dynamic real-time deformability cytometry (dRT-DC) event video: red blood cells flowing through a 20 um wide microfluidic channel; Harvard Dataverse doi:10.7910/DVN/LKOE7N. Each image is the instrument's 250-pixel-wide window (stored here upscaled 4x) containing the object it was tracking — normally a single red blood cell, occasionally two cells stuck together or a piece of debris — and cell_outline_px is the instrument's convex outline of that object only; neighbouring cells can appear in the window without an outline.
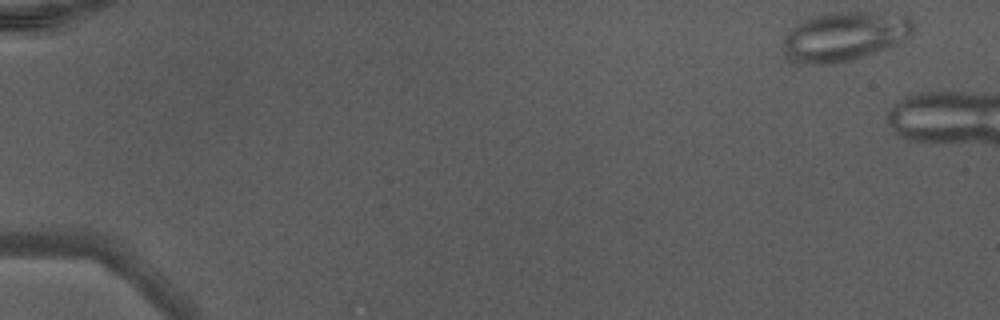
{"species": "Egyptian fruit bat (a non-hibernating species)", "species_latin": "Rousettus aegyptiacus", "temperature_condition": "warm", "stored_images_in_passage": 13, "camera_frame_rate_fps": 3000, "um_per_image_px": 0.085, "animal": {"sex": "male"}, "frame": {"image": 1, "passage_image": 1, "time_ms": 0.0, "image_size_px": [1000, 320], "cell_outline_px": [[912, 36], [904, 40], [884, 48], [852, 60], [832, 64], [812, 64], [796, 60], [784, 48], [784, 36], [800, 20], [824, 12], [868, 12], [908, 16], [912, 20]], "centroid_in_image_um": [71.8, 3.05], "position_along_channel_um": 13.2, "area_um2": 36.7}}